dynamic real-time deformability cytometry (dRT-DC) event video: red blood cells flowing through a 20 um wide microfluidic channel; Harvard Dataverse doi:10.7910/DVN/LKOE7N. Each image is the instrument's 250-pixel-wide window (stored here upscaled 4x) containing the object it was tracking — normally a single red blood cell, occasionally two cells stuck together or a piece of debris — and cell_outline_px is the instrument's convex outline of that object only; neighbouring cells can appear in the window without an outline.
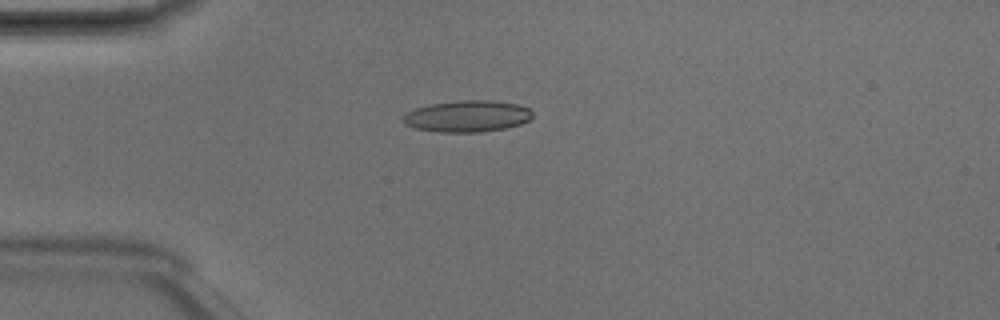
{"species": "Egyptian fruit bat (a non-hibernating species)", "species_latin": "Rousettus aegyptiacus", "temperature_condition": "room temperature", "stored_images_in_passage": 4, "camera_frame_rate_fps": 3000, "um_per_image_px": 0.085, "animal": {"sex": "male"}, "frame": {"image": 1, "passage_image": 4, "time_ms": 1.0, "image_size_px": [1000, 320], "cell_outline_px": [[532, 116], [528, 120], [520, 124], [504, 128], [480, 132], [440, 132], [416, 128], [404, 124], [404, 116], [408, 112], [416, 108], [432, 104], [460, 100], [492, 100], [520, 104], [528, 108], [532, 112]], "centroid_in_image_um": [39.75, 9.87], "position_along_channel_um": 45.2, "area_um2": 23.58}}